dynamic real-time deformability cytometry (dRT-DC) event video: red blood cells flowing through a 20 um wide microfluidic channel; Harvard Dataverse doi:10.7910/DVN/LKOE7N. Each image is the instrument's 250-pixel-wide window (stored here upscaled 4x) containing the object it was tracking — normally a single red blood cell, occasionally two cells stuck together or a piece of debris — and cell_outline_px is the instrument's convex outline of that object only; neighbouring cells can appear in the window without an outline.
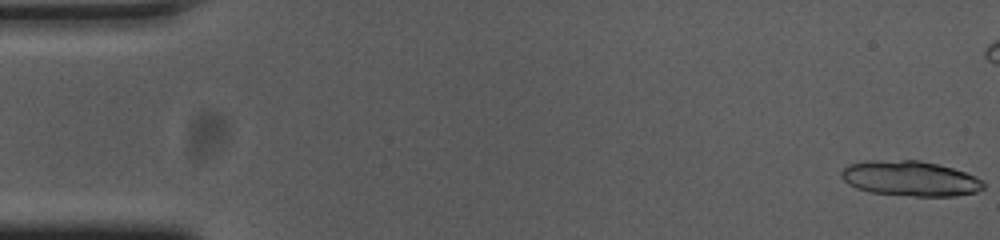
{"species": "common noctule bat (a hibernating species)", "species_latin": "Nyctalus noctula", "temperature_condition": "cold", "stored_images_in_passage": 57, "camera_frame_rate_fps": 3000, "um_per_image_px": 0.085, "animal": {"sex": "female", "body_mass_g": 23.0, "forearm_length_mm": 53.4}, "frame": {"image": 1, "passage_image": 1, "time_ms": 0.0, "image_size_px": [1000, 240], "cell_outline_px": [[984, 188], [976, 192], [956, 196], [916, 196], [868, 192], [856, 188], [848, 184], [840, 176], [840, 172], [848, 164], [868, 160], [920, 160], [952, 168], [976, 176], [984, 180]], "centroid_in_image_um": [77.35, 15.17], "position_along_channel_um": 7.6, "area_um2": 29.3}, "authors_computed_cell_mechanics": {"area_um2": 18.207, "velocity_mm_per_s": 3.6649, "shape_relaxation_time_tau1_ms": 4.9507, "shape_relaxation_time_tau2_ms": null, "deformation_change_tau1": 0.1365, "deformation_change_tau2": null}}